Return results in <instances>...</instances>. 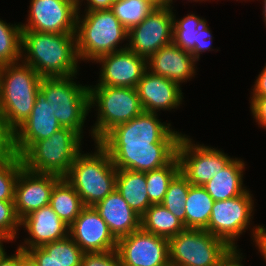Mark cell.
I'll list each match as a JSON object with an SVG mask.
<instances>
[{
    "instance_id": "18",
    "label": "cell",
    "mask_w": 266,
    "mask_h": 266,
    "mask_svg": "<svg viewBox=\"0 0 266 266\" xmlns=\"http://www.w3.org/2000/svg\"><path fill=\"white\" fill-rule=\"evenodd\" d=\"M60 128L50 104L39 89L29 118L14 131L16 155L21 156L34 142L49 138Z\"/></svg>"
},
{
    "instance_id": "28",
    "label": "cell",
    "mask_w": 266,
    "mask_h": 266,
    "mask_svg": "<svg viewBox=\"0 0 266 266\" xmlns=\"http://www.w3.org/2000/svg\"><path fill=\"white\" fill-rule=\"evenodd\" d=\"M141 228L169 240L185 226L162 204H152L141 216Z\"/></svg>"
},
{
    "instance_id": "13",
    "label": "cell",
    "mask_w": 266,
    "mask_h": 266,
    "mask_svg": "<svg viewBox=\"0 0 266 266\" xmlns=\"http://www.w3.org/2000/svg\"><path fill=\"white\" fill-rule=\"evenodd\" d=\"M28 18L21 23L22 31L75 33L76 0H30Z\"/></svg>"
},
{
    "instance_id": "46",
    "label": "cell",
    "mask_w": 266,
    "mask_h": 266,
    "mask_svg": "<svg viewBox=\"0 0 266 266\" xmlns=\"http://www.w3.org/2000/svg\"><path fill=\"white\" fill-rule=\"evenodd\" d=\"M146 1L153 4L156 8L167 6V0H146Z\"/></svg>"
},
{
    "instance_id": "26",
    "label": "cell",
    "mask_w": 266,
    "mask_h": 266,
    "mask_svg": "<svg viewBox=\"0 0 266 266\" xmlns=\"http://www.w3.org/2000/svg\"><path fill=\"white\" fill-rule=\"evenodd\" d=\"M49 205L68 226L75 221L85 207L79 194L64 177L55 183Z\"/></svg>"
},
{
    "instance_id": "20",
    "label": "cell",
    "mask_w": 266,
    "mask_h": 266,
    "mask_svg": "<svg viewBox=\"0 0 266 266\" xmlns=\"http://www.w3.org/2000/svg\"><path fill=\"white\" fill-rule=\"evenodd\" d=\"M20 227H23L29 235L24 242H21L22 244L17 245L25 251L69 236V226L59 218L50 205L33 211L21 219Z\"/></svg>"
},
{
    "instance_id": "8",
    "label": "cell",
    "mask_w": 266,
    "mask_h": 266,
    "mask_svg": "<svg viewBox=\"0 0 266 266\" xmlns=\"http://www.w3.org/2000/svg\"><path fill=\"white\" fill-rule=\"evenodd\" d=\"M76 76L42 78L40 90L61 127L70 128L84 138V123L91 111L89 85L74 82Z\"/></svg>"
},
{
    "instance_id": "7",
    "label": "cell",
    "mask_w": 266,
    "mask_h": 266,
    "mask_svg": "<svg viewBox=\"0 0 266 266\" xmlns=\"http://www.w3.org/2000/svg\"><path fill=\"white\" fill-rule=\"evenodd\" d=\"M82 139L76 131L62 127L49 138L34 142L20 157L27 170L65 177L83 149Z\"/></svg>"
},
{
    "instance_id": "48",
    "label": "cell",
    "mask_w": 266,
    "mask_h": 266,
    "mask_svg": "<svg viewBox=\"0 0 266 266\" xmlns=\"http://www.w3.org/2000/svg\"><path fill=\"white\" fill-rule=\"evenodd\" d=\"M263 2H264V3H263V11H262L263 13H262V15H263V17H264V18H263V19H264L263 22H264L265 25H266V0H264Z\"/></svg>"
},
{
    "instance_id": "27",
    "label": "cell",
    "mask_w": 266,
    "mask_h": 266,
    "mask_svg": "<svg viewBox=\"0 0 266 266\" xmlns=\"http://www.w3.org/2000/svg\"><path fill=\"white\" fill-rule=\"evenodd\" d=\"M214 200L203 186L190 185L185 210V228L205 229L208 226Z\"/></svg>"
},
{
    "instance_id": "24",
    "label": "cell",
    "mask_w": 266,
    "mask_h": 266,
    "mask_svg": "<svg viewBox=\"0 0 266 266\" xmlns=\"http://www.w3.org/2000/svg\"><path fill=\"white\" fill-rule=\"evenodd\" d=\"M245 166L243 159L233 158L223 170L218 172L203 187L214 201L242 195L248 190L243 184Z\"/></svg>"
},
{
    "instance_id": "19",
    "label": "cell",
    "mask_w": 266,
    "mask_h": 266,
    "mask_svg": "<svg viewBox=\"0 0 266 266\" xmlns=\"http://www.w3.org/2000/svg\"><path fill=\"white\" fill-rule=\"evenodd\" d=\"M144 112L177 109L184 99L181 86L146 69L136 86Z\"/></svg>"
},
{
    "instance_id": "31",
    "label": "cell",
    "mask_w": 266,
    "mask_h": 266,
    "mask_svg": "<svg viewBox=\"0 0 266 266\" xmlns=\"http://www.w3.org/2000/svg\"><path fill=\"white\" fill-rule=\"evenodd\" d=\"M0 19V66L21 61L22 27Z\"/></svg>"
},
{
    "instance_id": "35",
    "label": "cell",
    "mask_w": 266,
    "mask_h": 266,
    "mask_svg": "<svg viewBox=\"0 0 266 266\" xmlns=\"http://www.w3.org/2000/svg\"><path fill=\"white\" fill-rule=\"evenodd\" d=\"M20 228L14 201H0V236L8 237L12 242L16 241Z\"/></svg>"
},
{
    "instance_id": "38",
    "label": "cell",
    "mask_w": 266,
    "mask_h": 266,
    "mask_svg": "<svg viewBox=\"0 0 266 266\" xmlns=\"http://www.w3.org/2000/svg\"><path fill=\"white\" fill-rule=\"evenodd\" d=\"M250 110L259 127L266 130V96H250Z\"/></svg>"
},
{
    "instance_id": "30",
    "label": "cell",
    "mask_w": 266,
    "mask_h": 266,
    "mask_svg": "<svg viewBox=\"0 0 266 266\" xmlns=\"http://www.w3.org/2000/svg\"><path fill=\"white\" fill-rule=\"evenodd\" d=\"M155 8L146 0H115L111 4L110 10L129 31L141 23Z\"/></svg>"
},
{
    "instance_id": "4",
    "label": "cell",
    "mask_w": 266,
    "mask_h": 266,
    "mask_svg": "<svg viewBox=\"0 0 266 266\" xmlns=\"http://www.w3.org/2000/svg\"><path fill=\"white\" fill-rule=\"evenodd\" d=\"M41 81L22 60L0 66V112L13 132L29 118Z\"/></svg>"
},
{
    "instance_id": "25",
    "label": "cell",
    "mask_w": 266,
    "mask_h": 266,
    "mask_svg": "<svg viewBox=\"0 0 266 266\" xmlns=\"http://www.w3.org/2000/svg\"><path fill=\"white\" fill-rule=\"evenodd\" d=\"M116 190L140 216L152 205L148 197L145 172L118 170Z\"/></svg>"
},
{
    "instance_id": "10",
    "label": "cell",
    "mask_w": 266,
    "mask_h": 266,
    "mask_svg": "<svg viewBox=\"0 0 266 266\" xmlns=\"http://www.w3.org/2000/svg\"><path fill=\"white\" fill-rule=\"evenodd\" d=\"M168 241L170 266H217L231 249L205 229L185 228Z\"/></svg>"
},
{
    "instance_id": "22",
    "label": "cell",
    "mask_w": 266,
    "mask_h": 266,
    "mask_svg": "<svg viewBox=\"0 0 266 266\" xmlns=\"http://www.w3.org/2000/svg\"><path fill=\"white\" fill-rule=\"evenodd\" d=\"M173 12V34L172 42L199 61L200 54L213 51L210 27L207 20L194 13L187 14L183 18L176 19Z\"/></svg>"
},
{
    "instance_id": "6",
    "label": "cell",
    "mask_w": 266,
    "mask_h": 266,
    "mask_svg": "<svg viewBox=\"0 0 266 266\" xmlns=\"http://www.w3.org/2000/svg\"><path fill=\"white\" fill-rule=\"evenodd\" d=\"M90 108L97 111L89 130L92 140L99 142L115 126L126 123L144 112L136 88L90 85Z\"/></svg>"
},
{
    "instance_id": "2",
    "label": "cell",
    "mask_w": 266,
    "mask_h": 266,
    "mask_svg": "<svg viewBox=\"0 0 266 266\" xmlns=\"http://www.w3.org/2000/svg\"><path fill=\"white\" fill-rule=\"evenodd\" d=\"M21 60L42 78L77 75L81 62L75 33L22 31Z\"/></svg>"
},
{
    "instance_id": "36",
    "label": "cell",
    "mask_w": 266,
    "mask_h": 266,
    "mask_svg": "<svg viewBox=\"0 0 266 266\" xmlns=\"http://www.w3.org/2000/svg\"><path fill=\"white\" fill-rule=\"evenodd\" d=\"M81 266H122L116 250L84 253Z\"/></svg>"
},
{
    "instance_id": "9",
    "label": "cell",
    "mask_w": 266,
    "mask_h": 266,
    "mask_svg": "<svg viewBox=\"0 0 266 266\" xmlns=\"http://www.w3.org/2000/svg\"><path fill=\"white\" fill-rule=\"evenodd\" d=\"M252 195L248 189L242 195L215 201L205 230L222 239L230 248H239L236 241L248 228L252 230L250 232L254 241L263 226L257 225L250 229L255 207Z\"/></svg>"
},
{
    "instance_id": "39",
    "label": "cell",
    "mask_w": 266,
    "mask_h": 266,
    "mask_svg": "<svg viewBox=\"0 0 266 266\" xmlns=\"http://www.w3.org/2000/svg\"><path fill=\"white\" fill-rule=\"evenodd\" d=\"M28 261L33 266H58L55 260L42 248H30L27 251Z\"/></svg>"
},
{
    "instance_id": "33",
    "label": "cell",
    "mask_w": 266,
    "mask_h": 266,
    "mask_svg": "<svg viewBox=\"0 0 266 266\" xmlns=\"http://www.w3.org/2000/svg\"><path fill=\"white\" fill-rule=\"evenodd\" d=\"M42 248L55 260L58 266H81L84 252L69 236L59 241L44 244Z\"/></svg>"
},
{
    "instance_id": "40",
    "label": "cell",
    "mask_w": 266,
    "mask_h": 266,
    "mask_svg": "<svg viewBox=\"0 0 266 266\" xmlns=\"http://www.w3.org/2000/svg\"><path fill=\"white\" fill-rule=\"evenodd\" d=\"M27 261V252L17 246L15 254L7 255L6 252L0 258V266H24Z\"/></svg>"
},
{
    "instance_id": "14",
    "label": "cell",
    "mask_w": 266,
    "mask_h": 266,
    "mask_svg": "<svg viewBox=\"0 0 266 266\" xmlns=\"http://www.w3.org/2000/svg\"><path fill=\"white\" fill-rule=\"evenodd\" d=\"M122 266H170L169 241L142 228L117 240Z\"/></svg>"
},
{
    "instance_id": "12",
    "label": "cell",
    "mask_w": 266,
    "mask_h": 266,
    "mask_svg": "<svg viewBox=\"0 0 266 266\" xmlns=\"http://www.w3.org/2000/svg\"><path fill=\"white\" fill-rule=\"evenodd\" d=\"M173 8H155L128 31V49L148 60L161 47L172 43ZM129 42V43H128Z\"/></svg>"
},
{
    "instance_id": "37",
    "label": "cell",
    "mask_w": 266,
    "mask_h": 266,
    "mask_svg": "<svg viewBox=\"0 0 266 266\" xmlns=\"http://www.w3.org/2000/svg\"><path fill=\"white\" fill-rule=\"evenodd\" d=\"M15 155L14 132L8 127L0 112V161L10 159Z\"/></svg>"
},
{
    "instance_id": "16",
    "label": "cell",
    "mask_w": 266,
    "mask_h": 266,
    "mask_svg": "<svg viewBox=\"0 0 266 266\" xmlns=\"http://www.w3.org/2000/svg\"><path fill=\"white\" fill-rule=\"evenodd\" d=\"M60 176L54 174L35 173L23 167L18 175L14 205L21 220L33 211L50 204V196Z\"/></svg>"
},
{
    "instance_id": "47",
    "label": "cell",
    "mask_w": 266,
    "mask_h": 266,
    "mask_svg": "<svg viewBox=\"0 0 266 266\" xmlns=\"http://www.w3.org/2000/svg\"><path fill=\"white\" fill-rule=\"evenodd\" d=\"M188 1H191V3H192V1H193V2H198V1H199V2L201 3V2H203L204 0H188ZM205 1H208V0H205ZM209 1H210V0H209ZM173 3H174L173 0H167V6L170 7L171 9L174 8V7H172V4H173Z\"/></svg>"
},
{
    "instance_id": "44",
    "label": "cell",
    "mask_w": 266,
    "mask_h": 266,
    "mask_svg": "<svg viewBox=\"0 0 266 266\" xmlns=\"http://www.w3.org/2000/svg\"><path fill=\"white\" fill-rule=\"evenodd\" d=\"M256 249L263 257L264 262H266V227L263 226L259 234L255 237L254 241Z\"/></svg>"
},
{
    "instance_id": "34",
    "label": "cell",
    "mask_w": 266,
    "mask_h": 266,
    "mask_svg": "<svg viewBox=\"0 0 266 266\" xmlns=\"http://www.w3.org/2000/svg\"><path fill=\"white\" fill-rule=\"evenodd\" d=\"M23 167L19 155L0 161V201H14L16 181Z\"/></svg>"
},
{
    "instance_id": "49",
    "label": "cell",
    "mask_w": 266,
    "mask_h": 266,
    "mask_svg": "<svg viewBox=\"0 0 266 266\" xmlns=\"http://www.w3.org/2000/svg\"><path fill=\"white\" fill-rule=\"evenodd\" d=\"M24 266H33L29 261H27Z\"/></svg>"
},
{
    "instance_id": "42",
    "label": "cell",
    "mask_w": 266,
    "mask_h": 266,
    "mask_svg": "<svg viewBox=\"0 0 266 266\" xmlns=\"http://www.w3.org/2000/svg\"><path fill=\"white\" fill-rule=\"evenodd\" d=\"M76 1H77L78 11L80 10V8L82 7V4L84 2L85 3L84 6H86L84 9V12H89V11L98 10V9H110L111 4L115 0H76Z\"/></svg>"
},
{
    "instance_id": "45",
    "label": "cell",
    "mask_w": 266,
    "mask_h": 266,
    "mask_svg": "<svg viewBox=\"0 0 266 266\" xmlns=\"http://www.w3.org/2000/svg\"><path fill=\"white\" fill-rule=\"evenodd\" d=\"M12 242L8 237L0 236V258L6 253V249L4 248V243ZM4 242V243H3Z\"/></svg>"
},
{
    "instance_id": "21",
    "label": "cell",
    "mask_w": 266,
    "mask_h": 266,
    "mask_svg": "<svg viewBox=\"0 0 266 266\" xmlns=\"http://www.w3.org/2000/svg\"><path fill=\"white\" fill-rule=\"evenodd\" d=\"M197 63L191 53L172 42L161 47L147 60V69L181 86L195 77Z\"/></svg>"
},
{
    "instance_id": "5",
    "label": "cell",
    "mask_w": 266,
    "mask_h": 266,
    "mask_svg": "<svg viewBox=\"0 0 266 266\" xmlns=\"http://www.w3.org/2000/svg\"><path fill=\"white\" fill-rule=\"evenodd\" d=\"M94 153L81 151L64 177L76 190L85 206H94L116 189L118 169L108 152L95 142Z\"/></svg>"
},
{
    "instance_id": "32",
    "label": "cell",
    "mask_w": 266,
    "mask_h": 266,
    "mask_svg": "<svg viewBox=\"0 0 266 266\" xmlns=\"http://www.w3.org/2000/svg\"><path fill=\"white\" fill-rule=\"evenodd\" d=\"M187 178L179 171L168 185L164 200L161 203L185 226L186 199L190 187Z\"/></svg>"
},
{
    "instance_id": "17",
    "label": "cell",
    "mask_w": 266,
    "mask_h": 266,
    "mask_svg": "<svg viewBox=\"0 0 266 266\" xmlns=\"http://www.w3.org/2000/svg\"><path fill=\"white\" fill-rule=\"evenodd\" d=\"M69 237L84 253L116 250L117 240L93 206H85L69 226Z\"/></svg>"
},
{
    "instance_id": "11",
    "label": "cell",
    "mask_w": 266,
    "mask_h": 266,
    "mask_svg": "<svg viewBox=\"0 0 266 266\" xmlns=\"http://www.w3.org/2000/svg\"><path fill=\"white\" fill-rule=\"evenodd\" d=\"M180 172L191 185L204 186L233 159L221 149L197 144L183 134L177 147Z\"/></svg>"
},
{
    "instance_id": "3",
    "label": "cell",
    "mask_w": 266,
    "mask_h": 266,
    "mask_svg": "<svg viewBox=\"0 0 266 266\" xmlns=\"http://www.w3.org/2000/svg\"><path fill=\"white\" fill-rule=\"evenodd\" d=\"M77 13L76 44L80 61L95 62L99 57L128 48V31L110 9ZM121 44V45H119ZM119 47V48H118Z\"/></svg>"
},
{
    "instance_id": "41",
    "label": "cell",
    "mask_w": 266,
    "mask_h": 266,
    "mask_svg": "<svg viewBox=\"0 0 266 266\" xmlns=\"http://www.w3.org/2000/svg\"><path fill=\"white\" fill-rule=\"evenodd\" d=\"M243 253H240V249L231 248L229 252L219 261L217 266H244Z\"/></svg>"
},
{
    "instance_id": "23",
    "label": "cell",
    "mask_w": 266,
    "mask_h": 266,
    "mask_svg": "<svg viewBox=\"0 0 266 266\" xmlns=\"http://www.w3.org/2000/svg\"><path fill=\"white\" fill-rule=\"evenodd\" d=\"M93 207L116 240L141 228V216L130 208L116 189Z\"/></svg>"
},
{
    "instance_id": "43",
    "label": "cell",
    "mask_w": 266,
    "mask_h": 266,
    "mask_svg": "<svg viewBox=\"0 0 266 266\" xmlns=\"http://www.w3.org/2000/svg\"><path fill=\"white\" fill-rule=\"evenodd\" d=\"M252 87L251 96H266V63Z\"/></svg>"
},
{
    "instance_id": "1",
    "label": "cell",
    "mask_w": 266,
    "mask_h": 266,
    "mask_svg": "<svg viewBox=\"0 0 266 266\" xmlns=\"http://www.w3.org/2000/svg\"><path fill=\"white\" fill-rule=\"evenodd\" d=\"M159 113L143 112L110 130L98 143L118 170L148 172L169 164L177 156L183 135L161 122Z\"/></svg>"
},
{
    "instance_id": "15",
    "label": "cell",
    "mask_w": 266,
    "mask_h": 266,
    "mask_svg": "<svg viewBox=\"0 0 266 266\" xmlns=\"http://www.w3.org/2000/svg\"><path fill=\"white\" fill-rule=\"evenodd\" d=\"M101 65L96 85L136 88L147 69V60L127 49L99 57Z\"/></svg>"
},
{
    "instance_id": "29",
    "label": "cell",
    "mask_w": 266,
    "mask_h": 266,
    "mask_svg": "<svg viewBox=\"0 0 266 266\" xmlns=\"http://www.w3.org/2000/svg\"><path fill=\"white\" fill-rule=\"evenodd\" d=\"M179 171L180 164L176 156L169 164L145 172L147 192L151 204H161L163 202L170 181Z\"/></svg>"
}]
</instances>
